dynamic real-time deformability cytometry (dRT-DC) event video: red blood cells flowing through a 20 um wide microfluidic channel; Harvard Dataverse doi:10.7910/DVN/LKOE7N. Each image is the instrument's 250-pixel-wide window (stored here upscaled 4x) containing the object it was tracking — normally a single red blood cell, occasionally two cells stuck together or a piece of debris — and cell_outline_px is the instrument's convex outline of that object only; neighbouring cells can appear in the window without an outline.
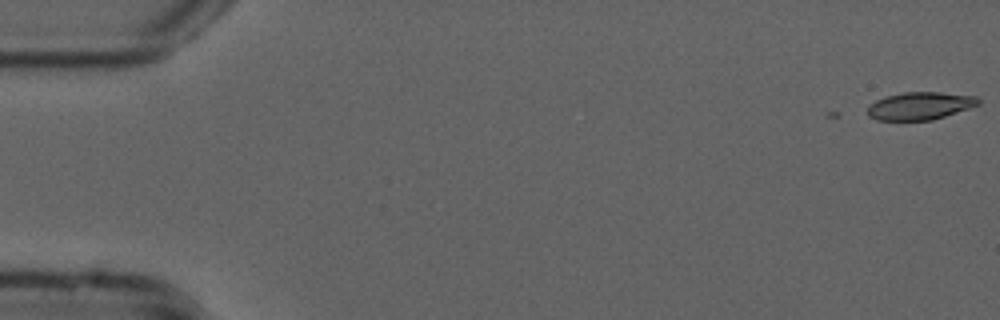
{"species": "common noctule bat (a hibernating species)", "species_latin": "Nyctalus noctula", "temperature_condition": "cold", "stored_images_in_passage": 3, "camera_frame_rate_fps": 3000, "um_per_image_px": 0.085, "animal": {"sex": "male", "forearm_length_mm": 52.5}, "frame": {"image": 1, "passage_image": 1, "time_ms": 0.0, "image_size_px": [1000, 320], "cell_outline_px": [[980, 104], [932, 120], [876, 120], [868, 116], [868, 108], [876, 100], [884, 96], [904, 92], [940, 92], [976, 96], [980, 100]], "centroid_in_image_um": [78.19, 8.99], "position_along_channel_um": 6.8, "area_um2": 17.74}}